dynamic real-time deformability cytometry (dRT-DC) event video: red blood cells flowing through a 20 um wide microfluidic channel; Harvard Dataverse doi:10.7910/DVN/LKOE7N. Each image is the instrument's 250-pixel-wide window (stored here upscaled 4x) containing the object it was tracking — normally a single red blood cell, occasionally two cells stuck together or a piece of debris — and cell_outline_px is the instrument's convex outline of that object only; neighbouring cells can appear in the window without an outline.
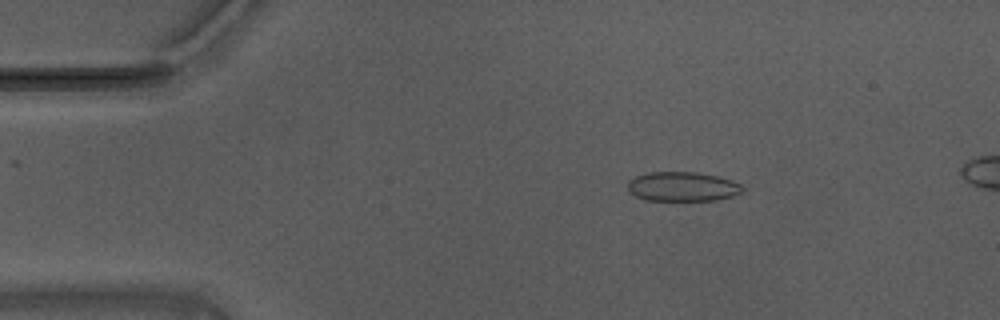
{"species": "Egyptian fruit bat (a non-hibernating species)", "species_latin": "Rousettus aegyptiacus", "temperature_condition": "warm", "stored_images_in_passage": 54, "camera_frame_rate_fps": 3000, "um_per_image_px": 0.085, "animal": {"sex": "male"}, "frame": {"image": 1, "passage_image": 9, "time_ms": 2.667, "image_size_px": [1000, 320], "cell_outline_px": [[744, 188], [740, 192], [732, 196], [716, 200], [644, 200], [628, 192], [628, 180], [636, 176], [648, 172], [696, 172], [716, 176], [732, 180], [740, 184]], "centroid_in_image_um": [57.98, 15.86], "position_along_channel_um": 27.0, "area_um2": 19.65}}
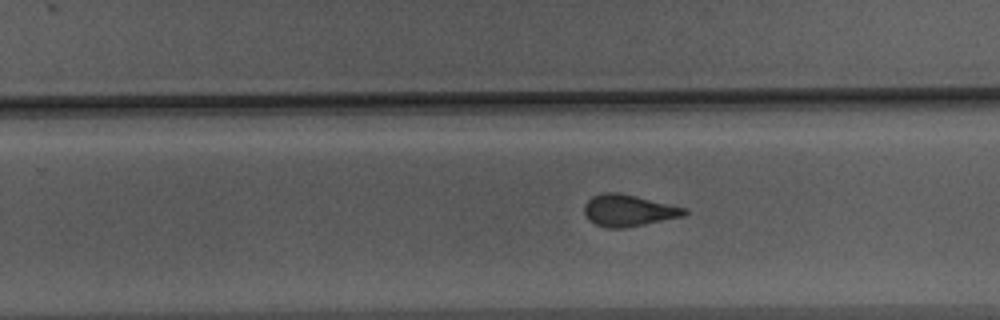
{"frame": {"image": 2, "passage_image": 34, "time_ms": 11.0, "image_size_px": [1000, 320], "cell_outline_px": [[688, 212], [684, 216], [624, 228], [604, 228], [588, 220], [584, 212], [584, 204], [592, 196], [604, 192], [620, 192], [688, 208]], "centroid_in_image_um": [53.41, 17.88], "position_along_channel_um": 276.4, "area_um2": 18.67}}
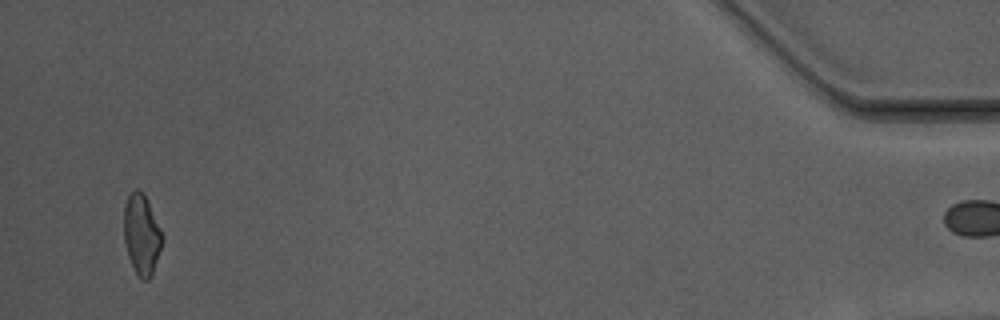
{"frame": {"image": 3, "passage_image": 53, "time_ms": 17.333, "image_size_px": [1000, 320], "cell_outline_px": [[164, 240], [152, 276], [148, 280], [144, 280], [136, 272], [128, 256], [124, 244], [124, 204], [128, 196], [136, 188], [144, 192], [164, 236]], "centroid_in_image_um": [12.05, 19.92], "position_along_channel_um": 423.1, "area_um2": 18.15}, "authors_computed_cell_mechanics": {"area_um2": 18.9295, "velocity_mm_per_s": 3.7194, "shape_relaxation_time_tau1_ms": null, "shape_relaxation_time_tau2_ms": 1.6152, "deformation_change_tau1": null, "deformation_change_tau2": 0.051}}